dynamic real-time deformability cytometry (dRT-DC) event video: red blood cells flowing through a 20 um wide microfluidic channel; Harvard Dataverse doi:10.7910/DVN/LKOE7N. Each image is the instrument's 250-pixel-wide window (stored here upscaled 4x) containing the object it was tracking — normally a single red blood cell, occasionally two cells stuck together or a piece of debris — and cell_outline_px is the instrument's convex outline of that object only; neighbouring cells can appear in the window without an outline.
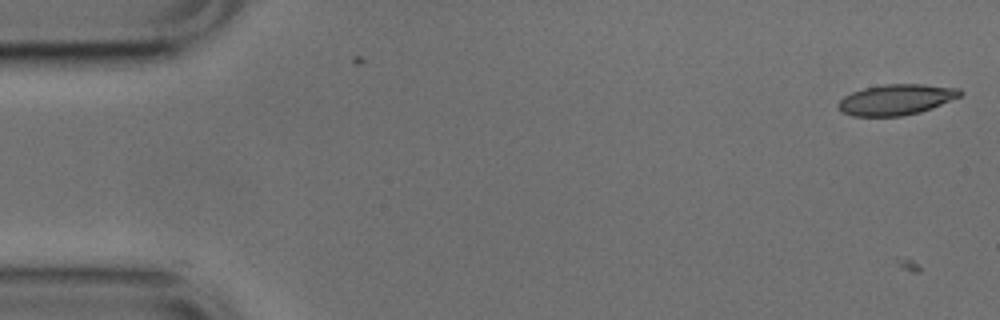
{"species": "common noctule bat (a hibernating species)", "species_latin": "Nyctalus noctula", "temperature_condition": "cold", "stored_images_in_passage": 11, "camera_frame_rate_fps": 3000, "um_per_image_px": 0.085, "animal": {"sex": "male", "body_mass_g": 17.9, "forearm_length_mm": 54.2}, "frame": {"image": 1, "passage_image": 1, "time_ms": 0.0, "image_size_px": [1000, 320], "cell_outline_px": [[960, 96], [928, 108], [916, 112], [896, 116], [856, 116], [844, 112], [840, 108], [840, 100], [856, 92], [868, 88], [892, 84], [912, 84], [948, 88], [960, 92]], "centroid_in_image_um": [76.12, 8.48], "position_along_channel_um": 8.9, "area_um2": 20.06}}